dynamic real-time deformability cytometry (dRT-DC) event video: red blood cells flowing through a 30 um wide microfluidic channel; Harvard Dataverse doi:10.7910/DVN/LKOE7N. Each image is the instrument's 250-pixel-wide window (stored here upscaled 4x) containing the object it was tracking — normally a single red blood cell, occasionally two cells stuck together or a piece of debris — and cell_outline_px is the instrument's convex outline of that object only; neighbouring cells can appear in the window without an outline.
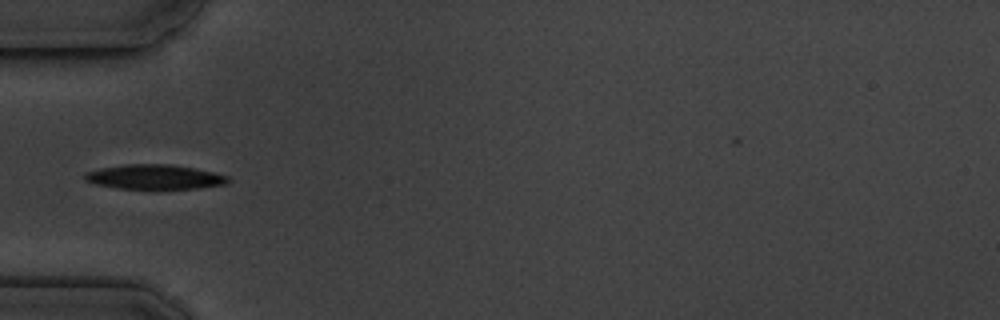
{"species": "common noctule bat (a hibernating species)", "species_latin": "Nyctalus noctula", "temperature_condition": "cold", "stored_images_in_passage": 7, "camera_frame_rate_fps": 3000, "um_per_image_px": 0.085, "animal": {"sex": "male", "body_mass_g": 19.5, "forearm_length_mm": 54.6}, "frame": {"image": 1, "passage_image": 5, "time_ms": 5.667, "image_size_px": [1000, 320], "cell_outline_px": [[232, 180], [224, 184], [200, 188], [120, 188], [96, 184], [84, 180], [84, 172], [100, 168], [124, 164], [172, 164], [196, 168], [228, 176]], "centroid_in_image_um": [13.14, 15.02], "position_along_channel_um": 71.9, "area_um2": 20.46}}
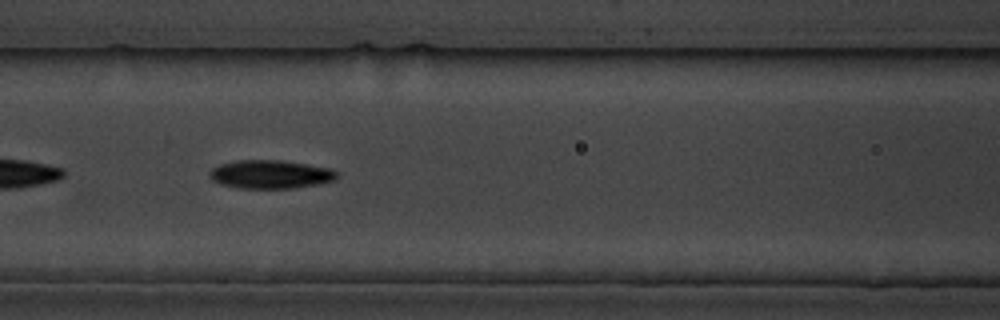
{"frame": {"image": 2, "passage_image": 7, "time_ms": 7.667, "image_size_px": [1000, 320], "cell_outline_px": [[340, 176], [336, 180], [316, 184], [292, 188], [236, 188], [220, 184], [212, 180], [208, 176], [208, 172], [212, 168], [220, 164], [236, 160], [280, 160], [332, 168]], "centroid_in_image_um": [22.97, 14.81], "position_along_channel_um": 143.6, "area_um2": 21.27}}